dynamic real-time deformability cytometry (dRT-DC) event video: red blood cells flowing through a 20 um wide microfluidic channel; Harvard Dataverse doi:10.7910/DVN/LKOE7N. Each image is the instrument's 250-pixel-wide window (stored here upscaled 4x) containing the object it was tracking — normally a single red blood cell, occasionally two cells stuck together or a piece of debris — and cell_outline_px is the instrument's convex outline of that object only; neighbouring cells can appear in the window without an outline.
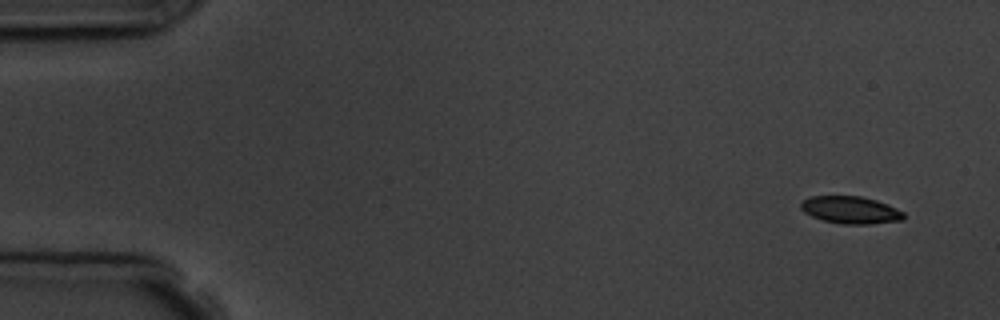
{"species": "common noctule bat (a hibernating species)", "species_latin": "Nyctalus noctula", "temperature_condition": "room temperature", "stored_images_in_passage": 6, "camera_frame_rate_fps": 3000, "um_per_image_px": 0.085, "animal": {"sex": "male", "body_mass_g": 19.5, "forearm_length_mm": 54.6}, "frame": {"image": 1, "passage_image": 1, "time_ms": 0.0, "image_size_px": [1000, 320], "cell_outline_px": [[904, 220], [868, 224], [840, 224], [824, 220], [812, 216], [804, 212], [800, 208], [800, 204], [804, 200], [812, 196], [860, 196], [876, 200], [888, 204], [904, 212]], "centroid_in_image_um": [72.31, 17.85], "position_along_channel_um": 12.7, "area_um2": 16.36}}
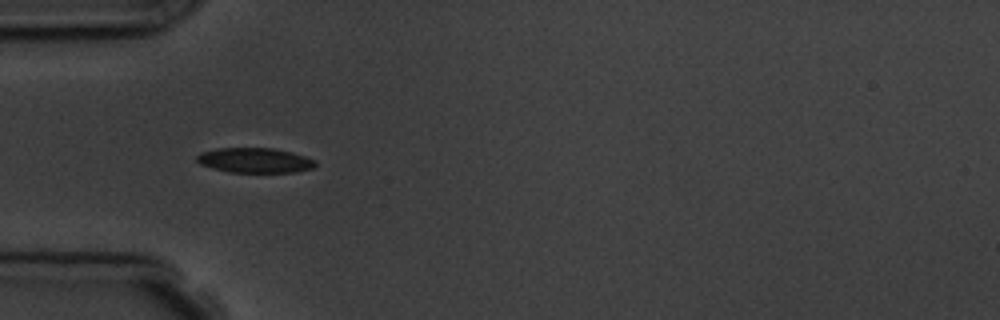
{"frame": {"image": 2, "passage_image": 5, "time_ms": 4.667, "image_size_px": [1000, 320], "cell_outline_px": [[316, 164], [312, 168], [296, 172], [228, 172], [212, 168], [200, 164], [196, 160], [196, 156], [200, 152], [216, 148], [272, 148], [292, 152], [316, 160]], "centroid_in_image_um": [21.63, 13.62], "position_along_channel_um": 63.4, "area_um2": 17.28}}